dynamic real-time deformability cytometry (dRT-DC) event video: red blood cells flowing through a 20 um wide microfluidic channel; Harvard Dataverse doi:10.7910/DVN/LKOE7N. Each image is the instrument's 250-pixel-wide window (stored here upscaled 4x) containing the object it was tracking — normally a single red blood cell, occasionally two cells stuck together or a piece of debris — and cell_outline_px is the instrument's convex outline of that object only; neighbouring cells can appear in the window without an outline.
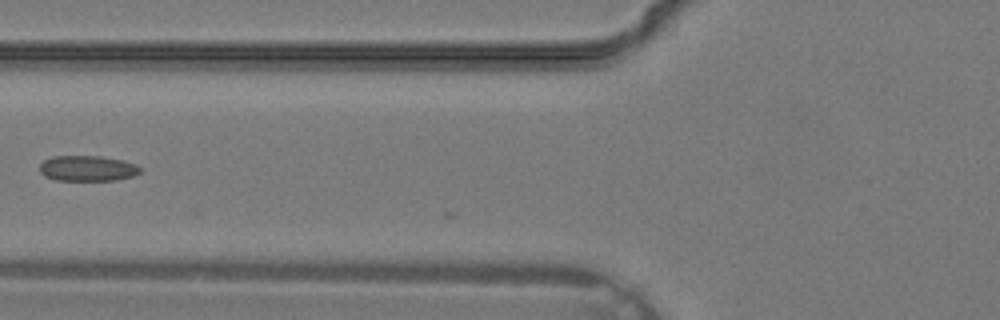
{"species": "common noctule bat (a hibernating species)", "species_latin": "Nyctalus noctula", "temperature_condition": "warm", "stored_images_in_passage": 4, "camera_frame_rate_fps": 3000, "um_per_image_px": 0.085, "animal": {"sex": "male", "body_mass_g": 19.2, "forearm_length_mm": 51.8}, "frame": {"image": 1, "passage_image": 3, "time_ms": 0.667, "image_size_px": [1000, 320], "cell_outline_px": [[140, 172], [132, 176], [116, 180], [56, 180], [44, 176], [40, 172], [40, 164], [44, 160], [52, 156], [100, 156], [124, 160], [136, 164], [140, 168]], "centroid_in_image_um": [7.42, 14.3], "position_along_channel_um": 118.4, "area_um2": 14.97}}